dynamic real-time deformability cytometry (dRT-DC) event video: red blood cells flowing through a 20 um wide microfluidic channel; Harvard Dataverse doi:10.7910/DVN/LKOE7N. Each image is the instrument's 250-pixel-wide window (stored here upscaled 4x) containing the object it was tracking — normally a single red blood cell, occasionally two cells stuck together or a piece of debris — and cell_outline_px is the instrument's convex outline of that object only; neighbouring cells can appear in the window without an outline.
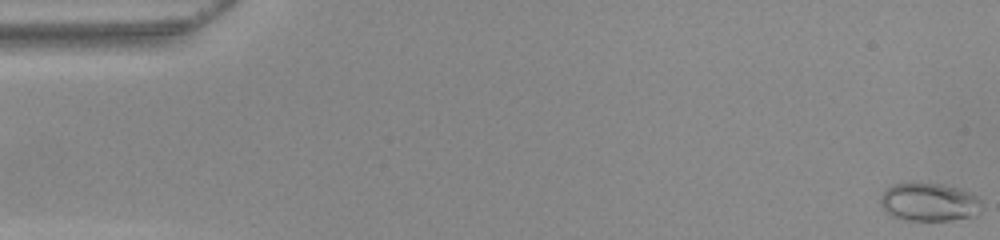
{"species": "common noctule bat (a hibernating species)", "species_latin": "Nyctalus noctula", "temperature_condition": "warm", "stored_images_in_passage": 52, "camera_frame_rate_fps": 3000, "um_per_image_px": 0.085, "animal": {"sex": "female", "body_mass_g": 22.0, "forearm_length_mm": 56.7}, "frame": {"image": 1, "passage_image": 1, "time_ms": 0.0, "image_size_px": [1000, 240], "cell_outline_px": [[980, 212], [976, 216], [948, 220], [904, 220], [892, 216], [880, 204], [880, 196], [892, 184], [940, 184], [960, 188], [972, 192], [980, 200]], "centroid_in_image_um": [79.0, 17.19], "position_along_channel_um": 6.0, "area_um2": 22.37}}
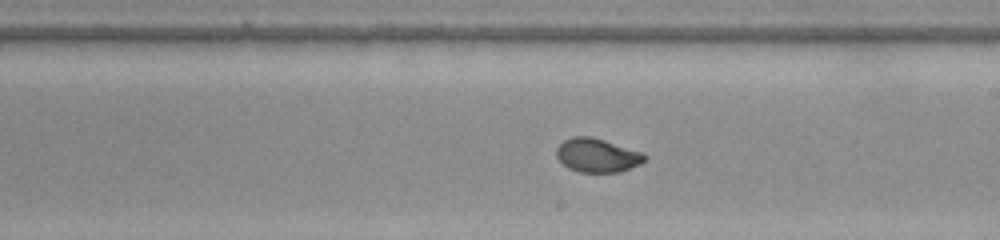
{"frame": {"image": 2, "passage_image": 30, "time_ms": 9.667, "image_size_px": [1000, 240], "cell_outline_px": [[648, 156], [640, 164], [620, 172], [580, 172], [568, 168], [556, 156], [556, 148], [564, 140], [572, 136], [592, 136], [640, 152]], "centroid_in_image_um": [50.74, 13.2], "position_along_channel_um": 238.3, "area_um2": 17.22}}
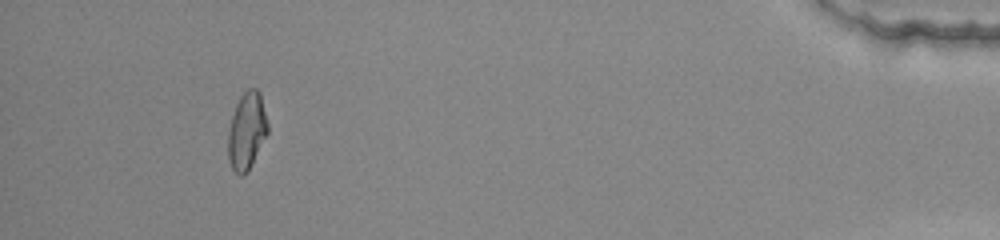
{"frame": {"image": 3, "passage_image": 48, "time_ms": 15.667, "image_size_px": [1000, 240], "cell_outline_px": [[268, 132], [248, 172], [244, 176], [240, 176], [232, 168], [228, 156], [228, 128], [236, 104], [240, 96], [248, 88], [256, 88], [260, 92], [268, 124]], "centroid_in_image_um": [20.97, 11.13], "position_along_channel_um": 414.2, "area_um2": 17.86}}